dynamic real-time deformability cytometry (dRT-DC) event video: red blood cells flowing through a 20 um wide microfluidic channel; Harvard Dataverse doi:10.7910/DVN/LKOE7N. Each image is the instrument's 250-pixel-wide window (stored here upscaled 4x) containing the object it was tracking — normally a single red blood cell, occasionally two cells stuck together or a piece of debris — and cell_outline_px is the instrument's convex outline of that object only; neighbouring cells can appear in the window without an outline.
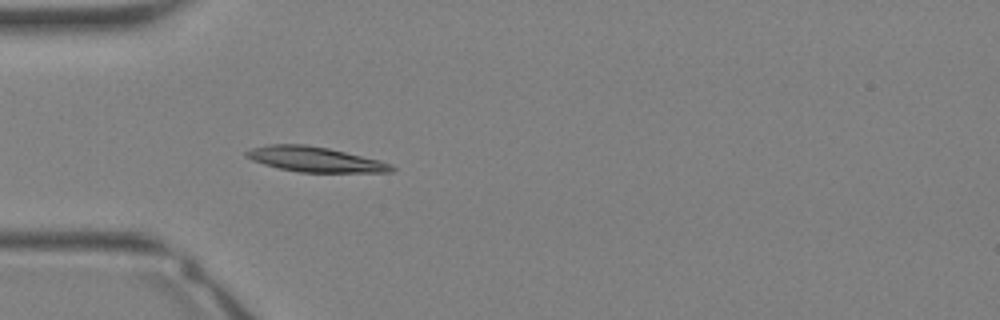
{"species": "Egyptian fruit bat (a non-hibernating species)", "species_latin": "Rousettus aegyptiacus", "temperature_condition": "warm", "stored_images_in_passage": 24, "camera_frame_rate_fps": 3000, "um_per_image_px": 0.085, "animal": {"sex": "female"}, "frame": {"image": 1, "passage_image": 1, "time_ms": 0.0, "image_size_px": [1000, 320], "cell_outline_px": [[396, 172], [300, 172], [280, 168], [264, 164], [252, 160], [244, 156], [244, 152], [252, 148], [268, 144], [304, 144], [328, 148], [380, 160], [392, 164], [396, 168]], "centroid_in_image_um": [26.79, 13.54], "position_along_channel_um": 58.2, "area_um2": 21.21}}
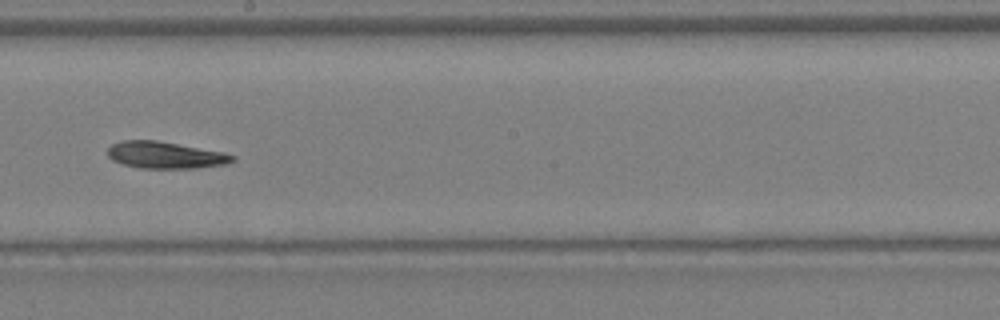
{"frame": {"image": 2, "passage_image": 10, "time_ms": 3.0, "image_size_px": [1000, 320], "cell_outline_px": [[236, 160], [228, 164], [196, 168], [140, 168], [120, 164], [112, 160], [108, 156], [108, 148], [112, 144], [124, 140], [156, 140], [224, 152], [236, 156]], "centroid_in_image_um": [14.07, 13.19], "position_along_channel_um": 234.1, "area_um2": 19.65}}
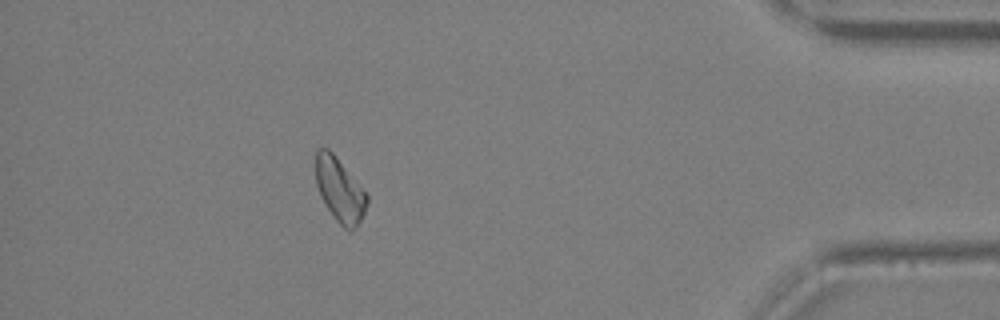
{"frame": {"image": 3, "passage_image": 21, "time_ms": 6.667, "image_size_px": [1000, 320], "cell_outline_px": [[368, 204], [356, 228], [352, 232], [348, 232], [336, 220], [324, 204], [320, 196], [316, 184], [316, 148], [328, 148], [336, 156], [368, 196]], "centroid_in_image_um": [28.86, 16.17], "position_along_channel_um": 406.3, "area_um2": 19.02}}